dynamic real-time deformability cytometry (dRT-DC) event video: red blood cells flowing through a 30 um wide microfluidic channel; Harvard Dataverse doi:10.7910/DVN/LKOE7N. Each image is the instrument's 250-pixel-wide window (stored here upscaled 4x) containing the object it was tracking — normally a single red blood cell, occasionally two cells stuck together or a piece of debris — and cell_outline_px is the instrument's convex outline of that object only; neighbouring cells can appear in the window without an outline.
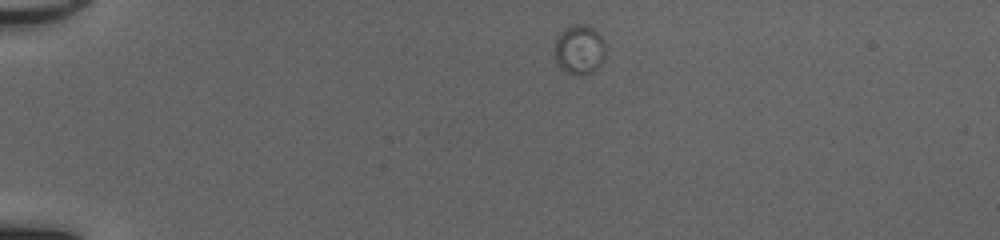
{"species": "common noctule bat (a hibernating species)", "species_latin": "Nyctalus noctula", "temperature_condition": "cold", "stored_images_in_passage": 41, "camera_frame_rate_fps": 3000, "um_per_image_px": 0.085, "animal": {"sex": "female", "body_mass_g": 20.0, "forearm_length_mm": 54.0}, "frame": {"image": 1, "passage_image": 1, "time_ms": 0.0, "image_size_px": [1000, 240], "cell_outline_px": [[604, 56], [600, 64], [592, 72], [584, 76], [580, 76], [564, 72], [556, 64], [556, 36], [572, 24], [588, 24], [604, 40]], "centroid_in_image_um": [49.23, 4.24], "position_along_channel_um": 35.8, "area_um2": 14.68}}
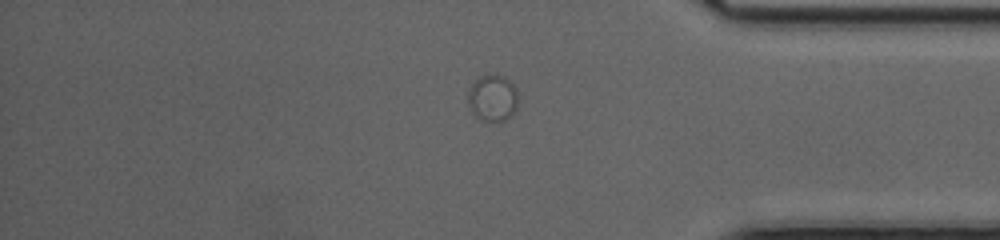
{"frame": {"image": 2, "passage_image": 35, "time_ms": 11.333, "image_size_px": [1000, 240], "cell_outline_px": [[520, 96], [516, 108], [512, 116], [504, 120], [492, 124], [480, 120], [472, 112], [468, 104], [468, 88], [480, 76], [488, 72], [504, 76], [516, 88]], "centroid_in_image_um": [41.89, 8.34], "position_along_channel_um": 393.3, "area_um2": 14.28}}